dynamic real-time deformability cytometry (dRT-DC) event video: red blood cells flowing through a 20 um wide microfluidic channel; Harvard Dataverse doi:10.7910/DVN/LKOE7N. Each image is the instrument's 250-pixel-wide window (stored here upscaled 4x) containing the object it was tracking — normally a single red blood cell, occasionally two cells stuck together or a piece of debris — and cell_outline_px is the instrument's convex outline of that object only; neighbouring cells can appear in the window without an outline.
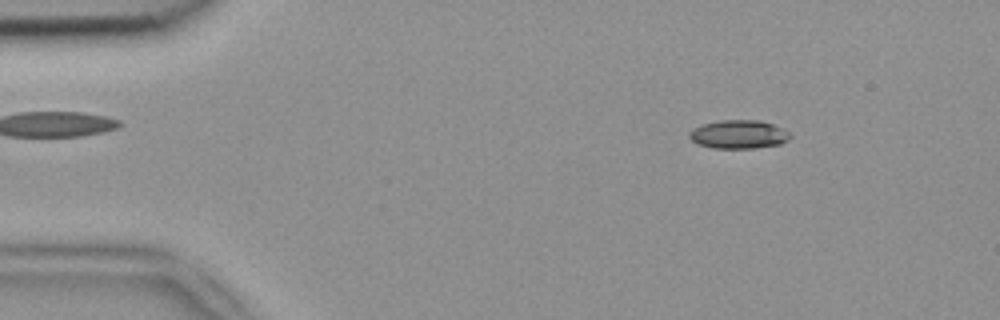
{"species": "common noctule bat (a hibernating species)", "species_latin": "Nyctalus noctula", "temperature_condition": "room temperature", "stored_images_in_passage": 4, "camera_frame_rate_fps": 3000, "um_per_image_px": 0.085, "animal": {"sex": "female", "body_mass_g": 18.4}, "frame": {"image": 1, "passage_image": 2, "time_ms": 0.333, "image_size_px": [1000, 320], "cell_outline_px": [[792, 136], [788, 140], [780, 144], [752, 148], [712, 148], [700, 144], [692, 140], [688, 136], [688, 132], [692, 128], [704, 124], [720, 120], [760, 120], [784, 128]], "centroid_in_image_um": [62.79, 11.41], "position_along_channel_um": 22.2, "area_um2": 16.76}}